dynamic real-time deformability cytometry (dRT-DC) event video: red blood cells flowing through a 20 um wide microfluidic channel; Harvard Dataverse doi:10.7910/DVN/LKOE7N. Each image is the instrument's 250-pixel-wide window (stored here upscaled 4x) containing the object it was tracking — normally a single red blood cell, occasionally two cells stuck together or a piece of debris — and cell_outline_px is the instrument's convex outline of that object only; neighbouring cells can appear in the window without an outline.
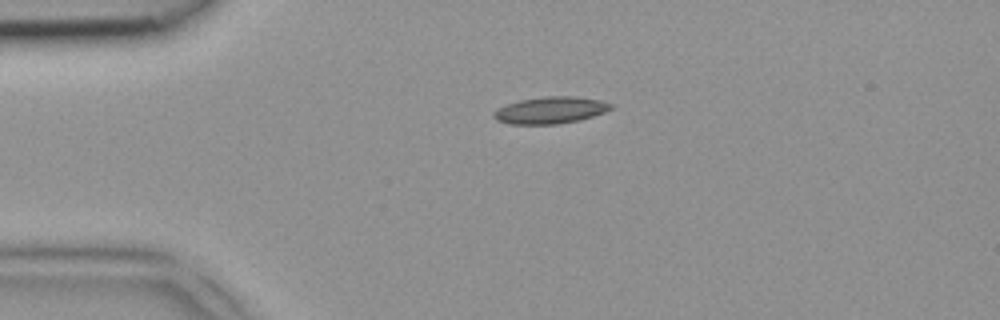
{"species": "common noctule bat (a hibernating species)", "species_latin": "Nyctalus noctula", "temperature_condition": "room temperature", "stored_images_in_passage": 2, "camera_frame_rate_fps": 3000, "um_per_image_px": 0.085, "animal": {"sex": "female", "body_mass_g": 18.4}, "frame": {"image": 1, "passage_image": 1, "time_ms": 0.0, "image_size_px": [1000, 320], "cell_outline_px": [[612, 108], [604, 112], [580, 120], [556, 124], [508, 124], [496, 120], [492, 116], [492, 112], [496, 108], [520, 100], [544, 96], [576, 96], [600, 100], [612, 104]], "centroid_in_image_um": [46.74, 9.36], "position_along_channel_um": 38.3, "area_um2": 18.38}}